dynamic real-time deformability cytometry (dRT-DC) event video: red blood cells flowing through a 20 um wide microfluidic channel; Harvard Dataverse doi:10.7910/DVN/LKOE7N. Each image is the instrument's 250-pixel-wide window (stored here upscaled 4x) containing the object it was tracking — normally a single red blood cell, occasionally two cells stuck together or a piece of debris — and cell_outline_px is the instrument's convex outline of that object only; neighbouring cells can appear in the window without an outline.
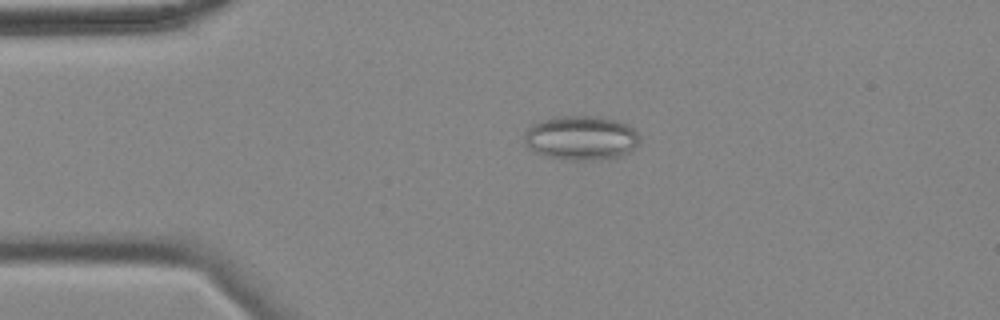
{"species": "common noctule bat (a hibernating species)", "species_latin": "Nyctalus noctula", "temperature_condition": "cold", "stored_images_in_passage": 57, "camera_frame_rate_fps": 3000, "um_per_image_px": 0.085, "animal": {"sex": "female", "body_mass_g": 18.4}, "frame": {"image": 1, "passage_image": 12, "time_ms": 3.667, "image_size_px": [1000, 320], "cell_outline_px": [[640, 144], [628, 152], [620, 156], [592, 160], [576, 160], [548, 156], [536, 152], [528, 148], [524, 144], [524, 132], [532, 124], [552, 116], [600, 116], [616, 120], [628, 124], [640, 136]], "centroid_in_image_um": [49.39, 11.7], "position_along_channel_um": 35.6, "area_um2": 29.94}}
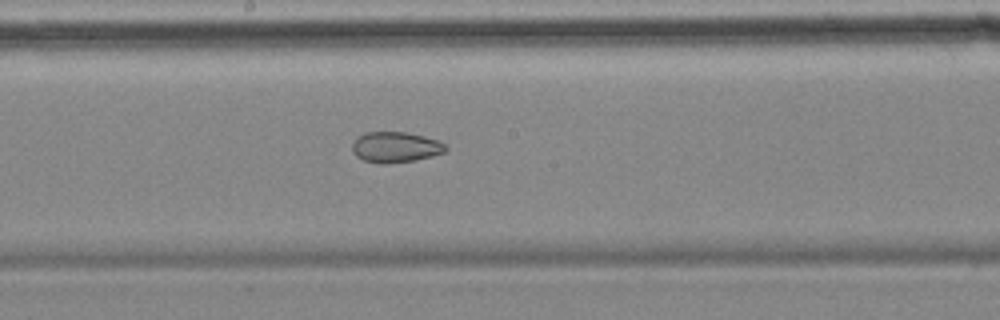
{"frame": {"image": 2, "passage_image": 30, "time_ms": 9.667, "image_size_px": [1000, 320], "cell_outline_px": [[448, 148], [444, 152], [432, 156], [416, 160], [384, 164], [380, 164], [364, 160], [356, 156], [352, 152], [352, 144], [356, 136], [364, 132], [408, 132], [440, 140]], "centroid_in_image_um": [33.6, 12.5], "position_along_channel_um": 214.6, "area_um2": 16.94}}
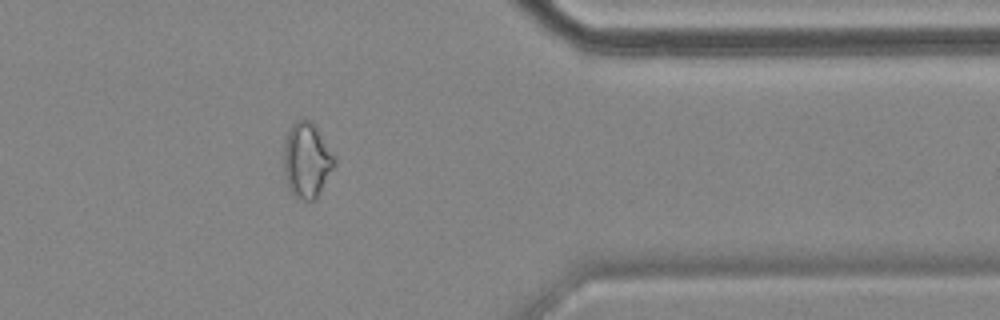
{"frame": {"image": 3, "passage_image": 46, "time_ms": 15.0, "image_size_px": [1000, 320], "cell_outline_px": [[336, 164], [316, 200], [304, 200], [292, 196], [288, 188], [284, 172], [284, 140], [292, 124], [296, 120], [312, 120], [336, 156]], "centroid_in_image_um": [26.09, 13.63], "position_along_channel_um": 385.3, "area_um2": 22.6}, "authors_computed_cell_mechanics": {"area_um2": 22.5998, "velocity_mm_per_s": 3.5119, "shape_relaxation_time_tau1_ms": null, "shape_relaxation_time_tau2_ms": 5.1095, "deformation_change_tau1": null, "deformation_change_tau2": 0.1048}}